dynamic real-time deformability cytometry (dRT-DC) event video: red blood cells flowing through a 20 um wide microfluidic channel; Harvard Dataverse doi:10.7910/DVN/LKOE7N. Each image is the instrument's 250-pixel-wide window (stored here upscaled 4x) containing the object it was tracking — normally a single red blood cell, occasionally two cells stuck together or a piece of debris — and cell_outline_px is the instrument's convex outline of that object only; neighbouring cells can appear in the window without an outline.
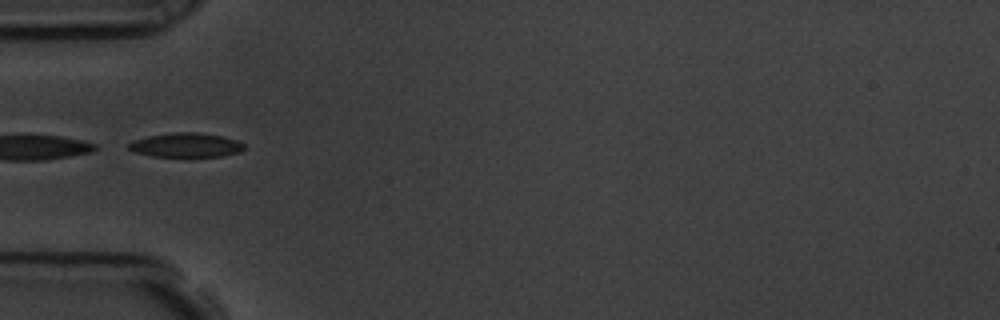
{"species": "common noctule bat (a hibernating species)", "species_latin": "Nyctalus noctula", "temperature_condition": "room temperature", "stored_images_in_passage": 16, "camera_frame_rate_fps": 3000, "um_per_image_px": 0.085, "animal": {"sex": "male", "body_mass_g": 19.5, "forearm_length_mm": 54.6}, "frame": {"image": 1, "passage_image": 1, "time_ms": 0.0, "image_size_px": [1000, 320], "cell_outline_px": [[244, 148], [240, 152], [220, 156], [152, 156], [132, 152], [128, 148], [128, 144], [136, 140], [148, 136], [176, 132], [200, 132], [220, 136], [236, 140], [244, 144]], "centroid_in_image_um": [15.8, 12.33], "position_along_channel_um": 69.2, "area_um2": 16.13}}